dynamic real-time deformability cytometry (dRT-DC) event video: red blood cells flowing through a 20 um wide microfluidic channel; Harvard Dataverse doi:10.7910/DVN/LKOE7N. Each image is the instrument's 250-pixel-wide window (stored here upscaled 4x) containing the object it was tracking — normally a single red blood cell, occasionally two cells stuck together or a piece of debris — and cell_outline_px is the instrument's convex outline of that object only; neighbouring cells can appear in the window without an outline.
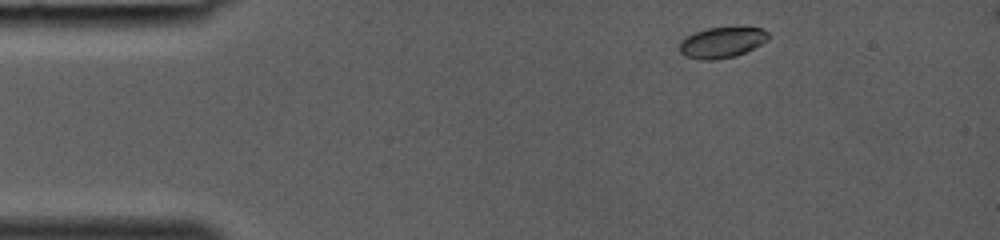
{"species": "common noctule bat (a hibernating species)", "species_latin": "Nyctalus noctula", "temperature_condition": "room temperature", "stored_images_in_passage": 12, "camera_frame_rate_fps": 3000, "um_per_image_px": 0.085, "animal": {"sex": "female", "body_mass_g": 19.0, "forearm_length_mm": 53.3}, "frame": {"image": 1, "passage_image": 1, "time_ms": 0.0, "image_size_px": [1000, 240], "cell_outline_px": [[768, 40], [736, 56], [712, 60], [700, 60], [684, 56], [680, 52], [680, 40], [696, 32], [708, 28], [736, 24], [764, 28], [768, 32]], "centroid_in_image_um": [61.4, 3.56], "position_along_channel_um": 23.6, "area_um2": 16.47}}
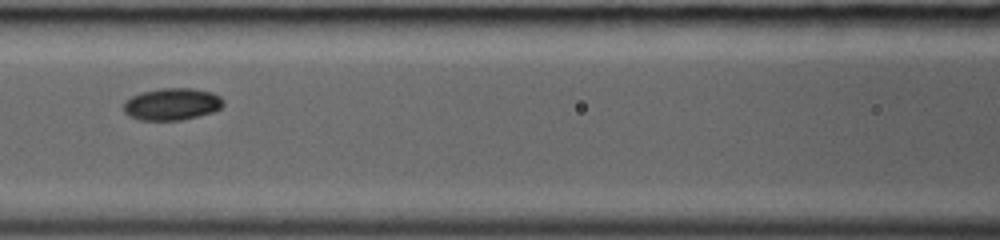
{"frame": {"image": 2, "passage_image": 9, "time_ms": 2.667, "image_size_px": [1000, 240], "cell_outline_px": [[224, 104], [220, 108], [212, 112], [180, 120], [140, 120], [128, 116], [124, 112], [124, 100], [140, 92], [160, 88], [192, 88], [212, 92], [220, 96], [224, 100]], "centroid_in_image_um": [14.59, 8.84], "position_along_channel_um": 152.0, "area_um2": 18.73}}
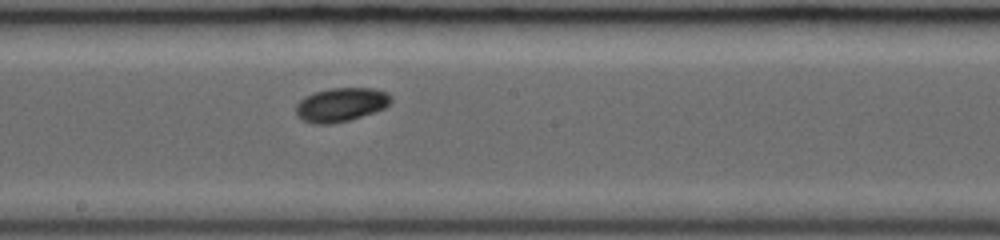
{"frame": {"image": 3, "passage_image": 12, "time_ms": 3.667, "image_size_px": [1000, 240], "cell_outline_px": [[392, 100], [384, 108], [348, 120], [332, 124], [312, 124], [296, 116], [296, 104], [304, 96], [328, 88], [372, 88], [388, 92], [392, 96]], "centroid_in_image_um": [28.96, 8.89], "position_along_channel_um": 219.2, "area_um2": 18.73}}